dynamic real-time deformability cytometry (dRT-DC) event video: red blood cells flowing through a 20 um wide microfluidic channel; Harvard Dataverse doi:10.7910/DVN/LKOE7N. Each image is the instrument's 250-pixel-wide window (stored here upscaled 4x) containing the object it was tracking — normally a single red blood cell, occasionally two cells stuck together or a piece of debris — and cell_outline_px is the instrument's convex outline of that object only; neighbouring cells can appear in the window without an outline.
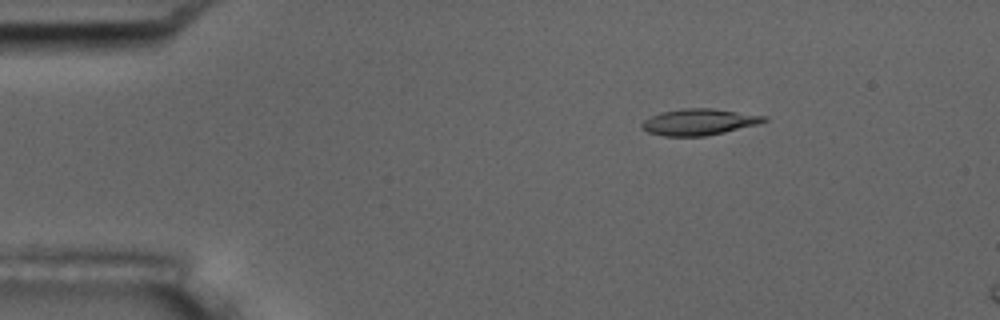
{"species": "common noctule bat (a hibernating species)", "species_latin": "Nyctalus noctula", "temperature_condition": "room temperature", "stored_images_in_passage": 5, "camera_frame_rate_fps": 3000, "um_per_image_px": 0.085, "animal": {"sex": "male", "body_mass_g": 17.5, "forearm_length_mm": 52.3}, "frame": {"image": 1, "passage_image": 3, "time_ms": 2.333, "image_size_px": [1000, 320], "cell_outline_px": [[768, 120], [756, 124], [724, 132], [704, 136], [664, 136], [648, 132], [640, 128], [640, 124], [644, 120], [660, 112], [684, 108], [712, 108], [768, 116]], "centroid_in_image_um": [59.39, 10.36], "position_along_channel_um": 25.6, "area_um2": 18.67}}